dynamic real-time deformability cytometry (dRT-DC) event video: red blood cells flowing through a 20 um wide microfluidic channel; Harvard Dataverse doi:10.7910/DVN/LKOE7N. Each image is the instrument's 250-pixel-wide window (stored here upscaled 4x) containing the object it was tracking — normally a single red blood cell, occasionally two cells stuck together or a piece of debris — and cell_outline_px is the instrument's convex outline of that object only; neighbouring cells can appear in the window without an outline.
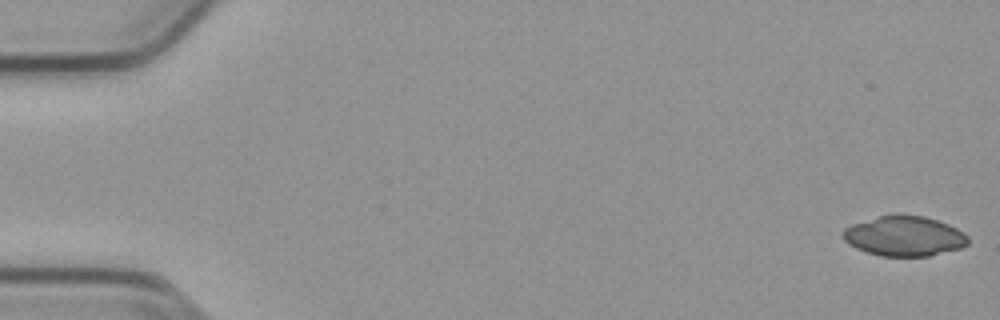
{"species": "common noctule bat (a hibernating species)", "species_latin": "Nyctalus noctula", "temperature_condition": "cold", "stored_images_in_passage": 17, "camera_frame_rate_fps": 3000, "um_per_image_px": 0.085, "animal": {"sex": "male", "body_mass_g": 23.1, "forearm_length_mm": 52.7}, "frame": {"image": 1, "passage_image": 1, "time_ms": 0.0, "image_size_px": [1000, 320], "cell_outline_px": [[968, 244], [964, 248], [928, 256], [880, 256], [864, 252], [848, 244], [840, 236], [840, 232], [844, 228], [852, 224], [876, 216], [900, 212], [924, 216], [948, 224], [964, 232], [968, 236]], "centroid_in_image_um": [76.83, 20.05], "position_along_channel_um": 8.2, "area_um2": 30.0}}